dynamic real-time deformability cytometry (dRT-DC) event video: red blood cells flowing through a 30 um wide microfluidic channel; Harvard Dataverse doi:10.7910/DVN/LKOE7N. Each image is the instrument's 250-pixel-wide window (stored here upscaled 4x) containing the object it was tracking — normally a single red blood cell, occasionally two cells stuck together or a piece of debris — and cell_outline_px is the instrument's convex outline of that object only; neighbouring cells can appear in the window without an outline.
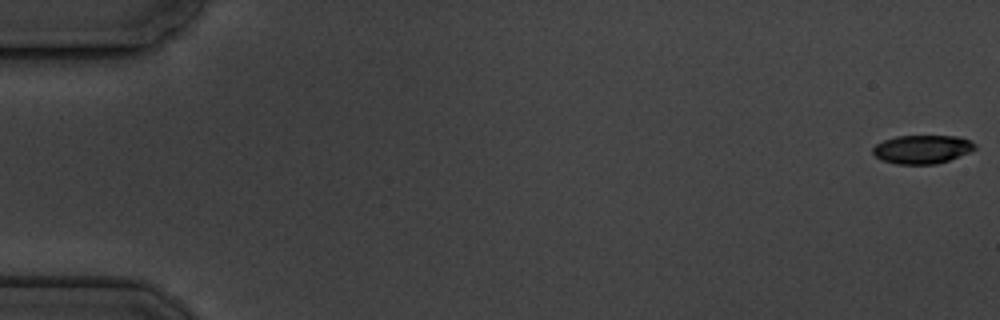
{"species": "common noctule bat (a hibernating species)", "species_latin": "Nyctalus noctula", "temperature_condition": "cold", "stored_images_in_passage": 5, "camera_frame_rate_fps": 3000, "um_per_image_px": 0.085, "animal": {"sex": "male", "body_mass_g": 19.5, "forearm_length_mm": 54.6}, "frame": {"image": 1, "passage_image": 1, "time_ms": 0.0, "image_size_px": [1000, 320], "cell_outline_px": [[976, 148], [968, 152], [948, 160], [936, 164], [896, 164], [880, 160], [872, 152], [872, 148], [876, 144], [884, 140], [896, 136], [956, 136], [968, 140], [976, 144]], "centroid_in_image_um": [78.34, 12.69], "position_along_channel_um": 6.7, "area_um2": 16.88}}
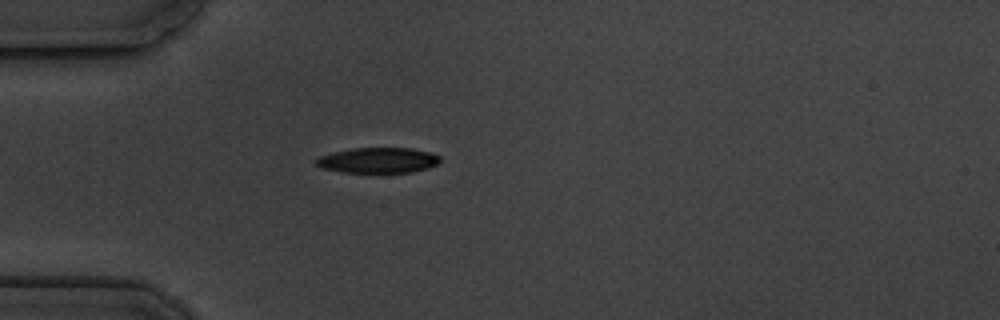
{"frame": {"image": 2, "passage_image": 5, "time_ms": 5.333, "image_size_px": [1000, 320], "cell_outline_px": [[440, 160], [436, 164], [428, 168], [412, 172], [340, 172], [320, 168], [316, 164], [316, 160], [320, 156], [332, 152], [352, 148], [412, 148], [432, 152], [440, 156]], "centroid_in_image_um": [32.13, 13.62], "position_along_channel_um": 52.9, "area_um2": 18.44}}